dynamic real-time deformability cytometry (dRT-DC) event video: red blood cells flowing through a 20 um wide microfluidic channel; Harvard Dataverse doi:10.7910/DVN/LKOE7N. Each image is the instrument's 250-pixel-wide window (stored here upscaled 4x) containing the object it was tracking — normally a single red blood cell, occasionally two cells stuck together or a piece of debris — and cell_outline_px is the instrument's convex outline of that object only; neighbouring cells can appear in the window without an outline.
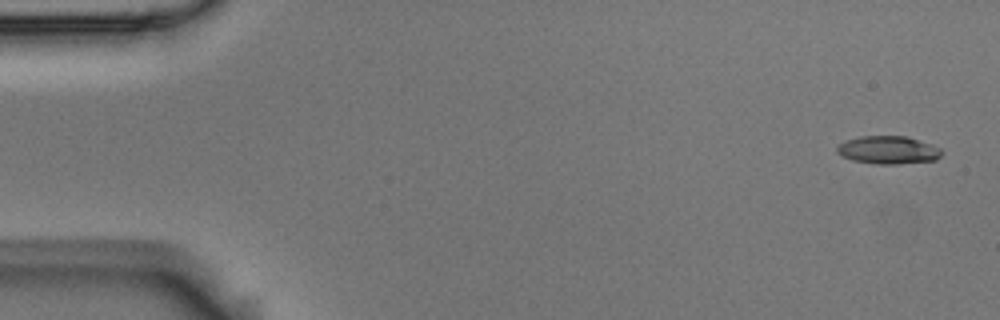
{"species": "Egyptian fruit bat (a non-hibernating species)", "species_latin": "Rousettus aegyptiacus", "temperature_condition": "room temperature", "stored_images_in_passage": 6, "segment_of_instrument_passage": [1, 2], "camera_frame_rate_fps": 3000, "um_per_image_px": 0.085, "animal": {"sex": "male"}, "frame": {"image": 1, "passage_image": 1, "time_ms": 0.0, "image_size_px": [1000, 320], "cell_outline_px": [[944, 152], [936, 160], [896, 164], [876, 164], [852, 160], [836, 152], [836, 144], [860, 136], [908, 136], [932, 144], [940, 148]], "centroid_in_image_um": [75.51, 12.74], "position_along_channel_um": 9.5, "area_um2": 17.17}}
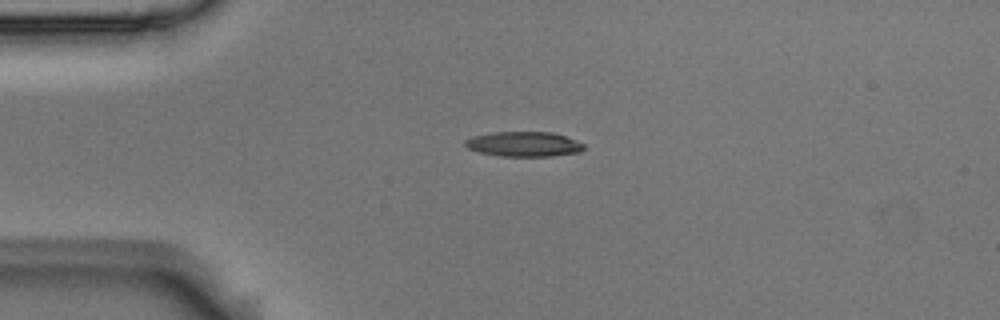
{"frame": {"image": 2, "passage_image": 4, "time_ms": 1.0, "image_size_px": [1000, 320], "cell_outline_px": [[584, 148], [580, 152], [552, 156], [500, 156], [480, 152], [468, 148], [464, 144], [464, 140], [472, 136], [488, 132], [552, 132], [564, 136], [584, 144]], "centroid_in_image_um": [44.49, 12.24], "position_along_channel_um": 40.5, "area_um2": 17.22}}